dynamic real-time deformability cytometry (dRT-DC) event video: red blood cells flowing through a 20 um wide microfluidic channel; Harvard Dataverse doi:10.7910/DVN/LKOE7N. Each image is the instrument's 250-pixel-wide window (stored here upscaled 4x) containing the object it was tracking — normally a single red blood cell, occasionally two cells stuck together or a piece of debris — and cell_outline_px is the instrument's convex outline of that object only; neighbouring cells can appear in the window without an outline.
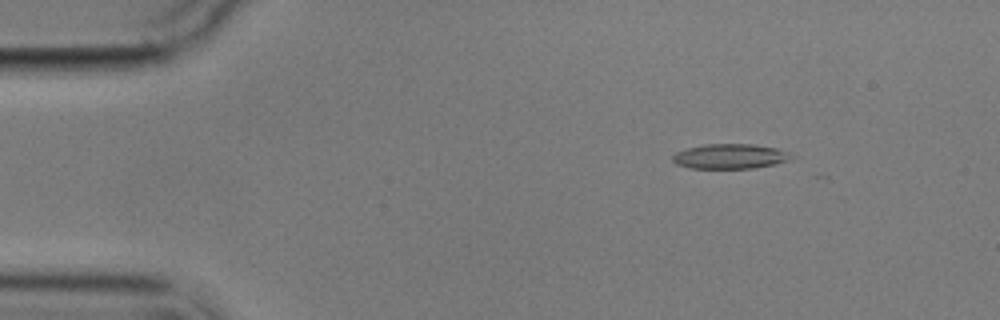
{"species": "common noctule bat (a hibernating species)", "species_latin": "Nyctalus noctula", "temperature_condition": "cold", "stored_images_in_passage": 5, "camera_frame_rate_fps": 3000, "um_per_image_px": 0.085, "animal": {"sex": "male", "body_mass_g": 17.9}, "frame": {"image": 1, "passage_image": 3, "time_ms": 2.333, "image_size_px": [1000, 320], "cell_outline_px": [[792, 156], [788, 160], [772, 164], [752, 168], [688, 168], [676, 164], [672, 160], [672, 156], [676, 152], [688, 148], [704, 144], [752, 144], [776, 148], [788, 152]], "centroid_in_image_um": [62.0, 13.28], "position_along_channel_um": 23.0, "area_um2": 16.99}}